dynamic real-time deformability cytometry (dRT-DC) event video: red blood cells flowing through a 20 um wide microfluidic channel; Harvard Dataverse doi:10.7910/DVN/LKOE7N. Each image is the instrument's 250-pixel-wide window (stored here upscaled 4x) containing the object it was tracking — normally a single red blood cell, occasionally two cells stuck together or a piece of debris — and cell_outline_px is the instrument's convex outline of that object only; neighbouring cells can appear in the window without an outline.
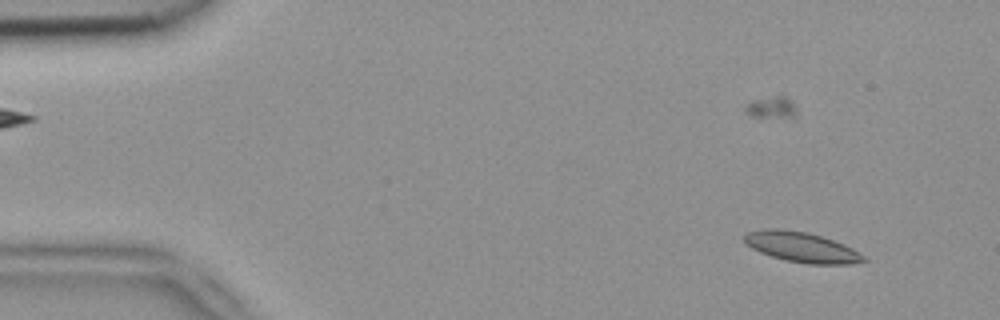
{"species": "common noctule bat (a hibernating species)", "species_latin": "Nyctalus noctula", "temperature_condition": "room temperature", "stored_images_in_passage": 52, "camera_frame_rate_fps": 3000, "um_per_image_px": 0.085, "animal": {"sex": "female", "body_mass_g": 18.4}, "frame": {"image": 1, "passage_image": 4, "time_ms": 1.0, "image_size_px": [1000, 320], "cell_outline_px": [[868, 260], [848, 264], [808, 264], [784, 260], [760, 252], [744, 244], [744, 236], [748, 232], [764, 228], [776, 228], [808, 232], [844, 244], [852, 248], [864, 256]], "centroid_in_image_um": [68.11, 21.0], "position_along_channel_um": 16.9, "area_um2": 20.92}}
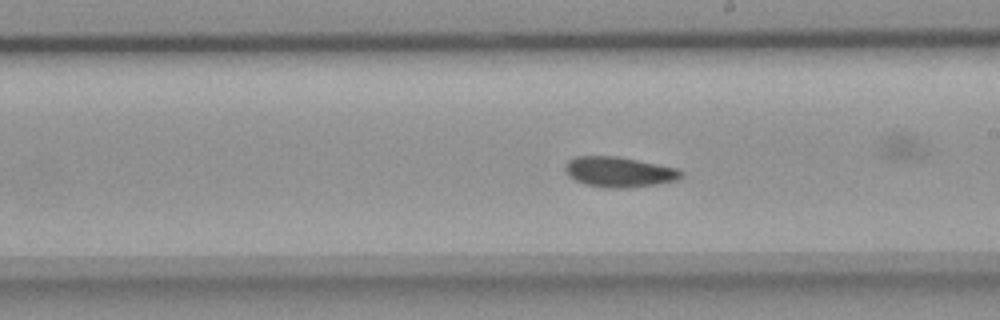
{"frame": {"image": 2, "passage_image": 29, "time_ms": 9.333, "image_size_px": [1000, 320], "cell_outline_px": [[684, 172], [676, 180], [656, 184], [632, 188], [604, 188], [584, 184], [568, 176], [564, 168], [564, 164], [568, 160], [576, 156], [616, 156], [676, 168]], "centroid_in_image_um": [52.56, 14.62], "position_along_channel_um": 236.4, "area_um2": 20.46}}
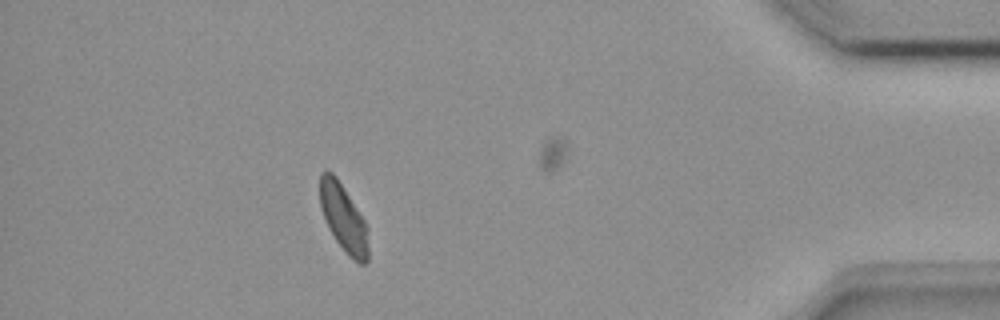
{"frame": {"image": 3, "passage_image": 46, "time_ms": 15.0, "image_size_px": [1000, 320], "cell_outline_px": [[368, 260], [364, 264], [360, 264], [352, 260], [348, 256], [336, 240], [328, 228], [320, 208], [320, 172], [324, 168], [332, 172], [336, 176], [364, 220], [368, 248]], "centroid_in_image_um": [29.15, 18.52], "position_along_channel_um": 406.0, "area_um2": 18.84}}